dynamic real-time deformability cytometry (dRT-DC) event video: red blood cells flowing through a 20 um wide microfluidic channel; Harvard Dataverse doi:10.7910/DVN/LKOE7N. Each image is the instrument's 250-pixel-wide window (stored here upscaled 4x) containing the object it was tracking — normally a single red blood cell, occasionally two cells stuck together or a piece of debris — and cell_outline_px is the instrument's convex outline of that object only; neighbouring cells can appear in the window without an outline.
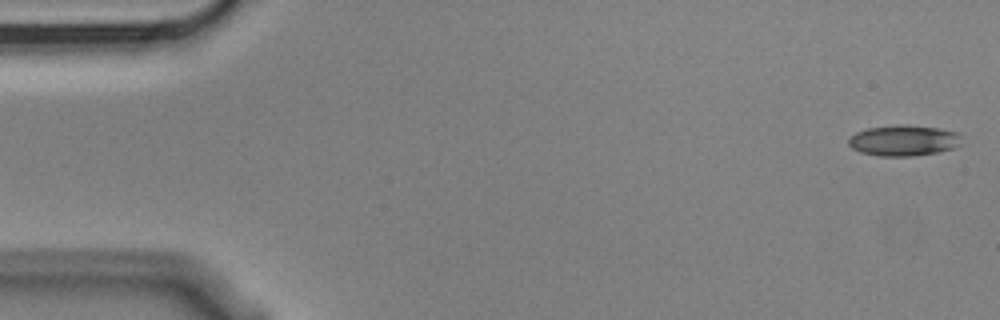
{"species": "Egyptian fruit bat (a non-hibernating species)", "species_latin": "Rousettus aegyptiacus", "temperature_condition": "cold", "stored_images_in_passage": 4, "camera_frame_rate_fps": 3000, "um_per_image_px": 0.085, "animal": {"sex": "male"}, "frame": {"image": 1, "passage_image": 1, "time_ms": 0.0, "image_size_px": [1000, 320], "cell_outline_px": [[960, 144], [952, 148], [936, 152], [912, 156], [880, 156], [860, 152], [852, 148], [848, 144], [848, 140], [856, 132], [868, 128], [936, 128], [956, 132], [960, 136]], "centroid_in_image_um": [76.78, 12.0], "position_along_channel_um": 8.2, "area_um2": 19.02}}
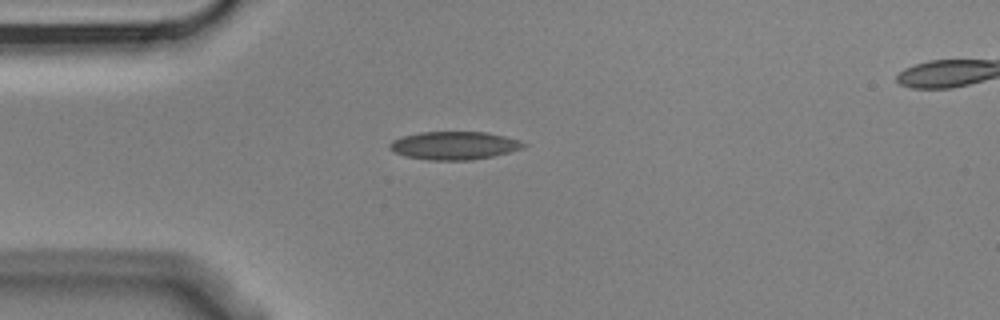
{"frame": {"image": 2, "passage_image": 4, "time_ms": 1.0, "image_size_px": [1000, 320], "cell_outline_px": [[528, 144], [524, 148], [492, 156], [472, 160], [428, 160], [404, 156], [388, 148], [388, 144], [392, 140], [400, 136], [420, 132], [488, 132], [520, 140]], "centroid_in_image_um": [38.59, 12.36], "position_along_channel_um": 46.4, "area_um2": 22.08}}